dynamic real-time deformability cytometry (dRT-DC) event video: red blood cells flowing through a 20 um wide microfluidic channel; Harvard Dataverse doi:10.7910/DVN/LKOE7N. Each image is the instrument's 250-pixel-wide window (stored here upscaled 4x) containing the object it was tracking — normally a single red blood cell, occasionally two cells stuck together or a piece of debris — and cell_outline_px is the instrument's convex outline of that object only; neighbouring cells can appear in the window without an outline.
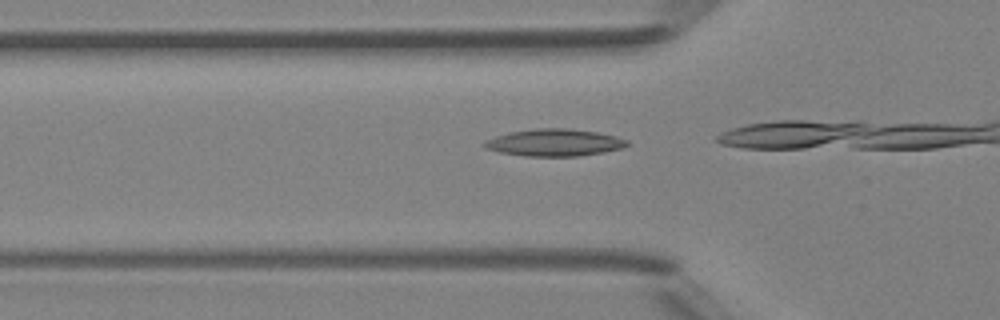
{"species": "Egyptian fruit bat (a non-hibernating species)", "species_latin": "Rousettus aegyptiacus", "temperature_condition": "room temperature", "stored_images_in_passage": 11, "camera_frame_rate_fps": 3000, "um_per_image_px": 0.085, "animal": {"sex": "female"}, "frame": {"image": 1, "passage_image": 10, "time_ms": 3.0, "image_size_px": [1000, 320], "cell_outline_px": [[628, 144], [624, 148], [604, 152], [580, 156], [524, 156], [500, 152], [484, 148], [480, 144], [484, 140], [508, 132], [536, 128], [568, 128], [596, 132], [616, 136], [628, 140]], "centroid_in_image_um": [47.09, 12.12], "position_along_channel_um": 78.7, "area_um2": 22.77}}